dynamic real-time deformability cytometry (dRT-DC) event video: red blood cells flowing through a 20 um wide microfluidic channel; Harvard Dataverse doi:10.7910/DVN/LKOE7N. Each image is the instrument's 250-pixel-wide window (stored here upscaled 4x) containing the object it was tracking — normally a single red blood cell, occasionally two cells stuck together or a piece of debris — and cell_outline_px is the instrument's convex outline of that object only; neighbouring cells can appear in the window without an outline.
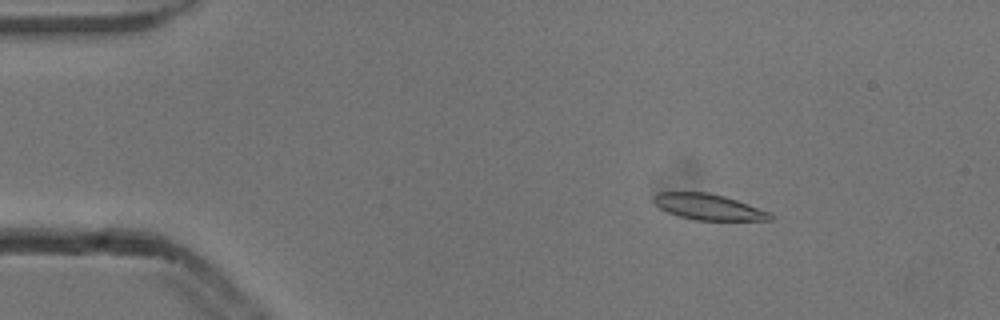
{"species": "common noctule bat (a hibernating species)", "species_latin": "Nyctalus noctula", "temperature_condition": "cold", "stored_images_in_passage": 5, "camera_frame_rate_fps": 3000, "um_per_image_px": 0.085, "animal": {"sex": "male", "body_mass_g": 13.3}, "frame": {"image": 1, "passage_image": 3, "time_ms": 0.667, "image_size_px": [1000, 320], "cell_outline_px": [[772, 220], [696, 220], [680, 216], [668, 212], [660, 208], [652, 200], [660, 192], [708, 192], [724, 196], [772, 212]], "centroid_in_image_um": [60.26, 17.59], "position_along_channel_um": 24.7, "area_um2": 17.4}}